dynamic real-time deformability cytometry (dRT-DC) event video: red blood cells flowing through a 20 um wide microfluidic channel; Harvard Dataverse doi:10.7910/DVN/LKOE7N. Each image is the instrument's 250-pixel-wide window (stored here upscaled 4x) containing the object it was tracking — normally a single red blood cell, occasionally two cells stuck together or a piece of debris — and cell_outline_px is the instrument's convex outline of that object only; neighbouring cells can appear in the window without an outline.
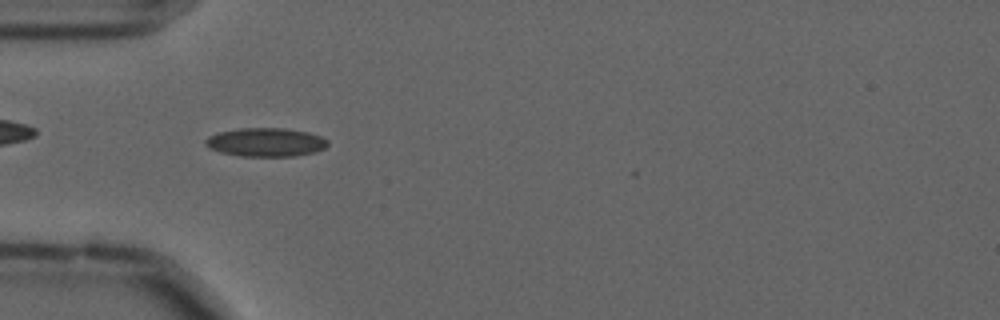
{"species": "common noctule bat (a hibernating species)", "species_latin": "Nyctalus noctula", "temperature_condition": "cold", "stored_images_in_passage": 56, "camera_frame_rate_fps": 3000, "um_per_image_px": 0.085, "animal": {"sex": "male", "forearm_length_mm": 52.5}, "frame": {"image": 1, "passage_image": 17, "time_ms": 5.333, "image_size_px": [1000, 320], "cell_outline_px": [[328, 144], [324, 148], [316, 152], [296, 156], [240, 156], [220, 152], [204, 144], [204, 140], [208, 136], [216, 132], [240, 128], [284, 128], [308, 132], [320, 136], [328, 140]], "centroid_in_image_um": [22.58, 12.08], "position_along_channel_um": 62.4, "area_um2": 20.52}}
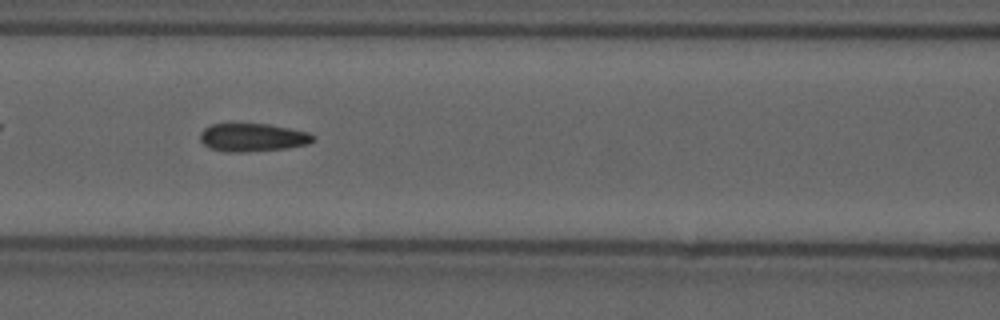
{"frame": {"image": 2, "passage_image": 24, "time_ms": 7.667, "image_size_px": [1000, 320], "cell_outline_px": [[316, 140], [308, 144], [288, 148], [248, 152], [224, 152], [208, 148], [200, 140], [200, 132], [204, 128], [212, 124], [268, 124], [292, 128], [308, 132], [316, 136]], "centroid_in_image_um": [21.5, 11.69], "position_along_channel_um": 145.1, "area_um2": 18.84}}
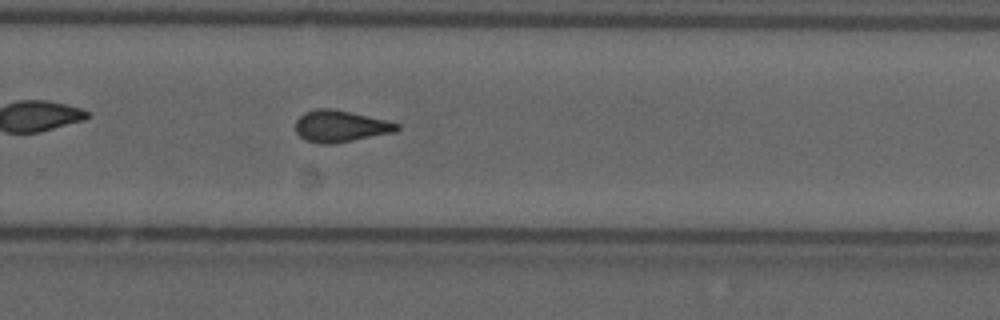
{"frame": {"image": 3, "passage_image": 37, "time_ms": 12.0, "image_size_px": [1000, 320], "cell_outline_px": [[400, 128], [396, 132], [332, 144], [320, 144], [304, 140], [296, 132], [296, 120], [304, 112], [316, 108], [332, 108], [388, 120], [400, 124]], "centroid_in_image_um": [28.94, 10.72], "position_along_channel_um": 300.9, "area_um2": 18.9}, "authors_computed_cell_mechanics": {"area_um2": 18.4671, "velocity_mm_per_s": 3.6052, "shape_relaxation_time_tau1_ms": 10.7162, "shape_relaxation_time_tau2_ms": 3.8076, "deformation_change_tau1": 0.2106, "deformation_change_tau2": 0.0848}}